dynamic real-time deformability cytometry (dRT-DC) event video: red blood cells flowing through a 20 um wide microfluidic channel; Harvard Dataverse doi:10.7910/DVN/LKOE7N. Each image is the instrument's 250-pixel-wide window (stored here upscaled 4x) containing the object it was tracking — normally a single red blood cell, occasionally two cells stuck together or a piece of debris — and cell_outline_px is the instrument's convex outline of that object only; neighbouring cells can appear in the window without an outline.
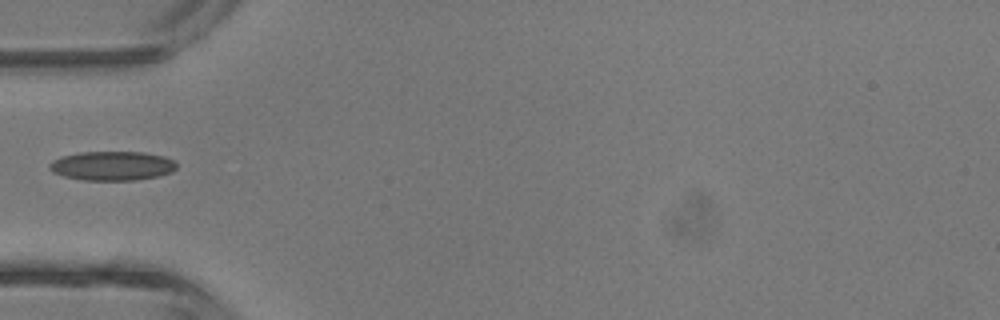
{"species": "common noctule bat (a hibernating species)", "species_latin": "Nyctalus noctula", "temperature_condition": "room temperature", "stored_images_in_passage": 6, "camera_frame_rate_fps": 3000, "um_per_image_px": 0.085, "animal": {"sex": "male", "body_mass_g": 13.3}, "frame": {"image": 1, "passage_image": 1, "time_ms": 0.0, "image_size_px": [1000, 320], "cell_outline_px": [[176, 168], [172, 172], [160, 176], [136, 180], [84, 180], [64, 176], [52, 172], [48, 168], [48, 164], [52, 160], [60, 156], [80, 152], [144, 152], [164, 156], [176, 160]], "centroid_in_image_um": [9.54, 14.09], "position_along_channel_um": 75.5, "area_um2": 21.91}}
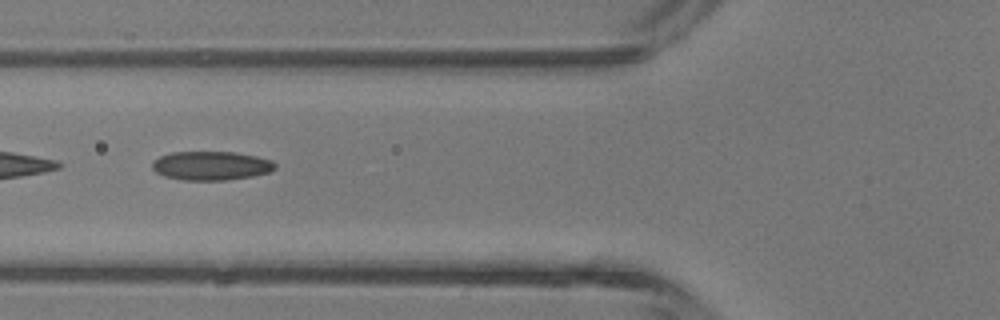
{"frame": {"image": 2, "passage_image": 3, "time_ms": 0.667, "image_size_px": [1000, 320], "cell_outline_px": [[276, 168], [268, 172], [252, 176], [224, 180], [184, 180], [164, 176], [156, 172], [152, 168], [152, 160], [160, 156], [172, 152], [236, 152], [256, 156], [272, 160], [276, 164]], "centroid_in_image_um": [17.93, 14.08], "position_along_channel_um": 107.9, "area_um2": 20.69}}